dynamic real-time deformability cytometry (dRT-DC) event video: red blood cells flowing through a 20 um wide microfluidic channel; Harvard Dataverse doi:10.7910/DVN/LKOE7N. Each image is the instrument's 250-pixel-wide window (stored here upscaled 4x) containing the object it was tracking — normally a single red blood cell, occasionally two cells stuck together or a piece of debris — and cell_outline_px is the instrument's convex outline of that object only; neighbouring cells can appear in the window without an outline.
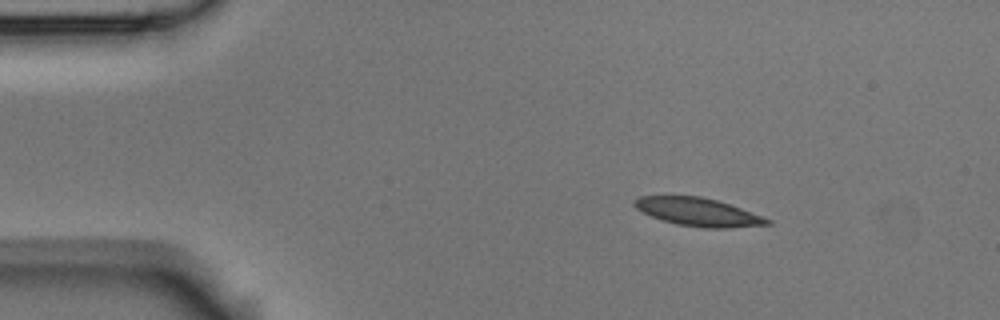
{"species": "Egyptian fruit bat (a non-hibernating species)", "species_latin": "Rousettus aegyptiacus", "temperature_condition": "room temperature", "stored_images_in_passage": 2, "camera_frame_rate_fps": 3000, "um_per_image_px": 0.085, "animal": {"sex": "male"}, "frame": {"image": 1, "passage_image": 1, "time_ms": 0.0, "image_size_px": [1000, 320], "cell_outline_px": [[772, 224], [732, 228], [704, 228], [676, 224], [652, 216], [636, 208], [632, 204], [632, 200], [640, 196], [700, 196], [716, 200], [740, 208], [772, 220]], "centroid_in_image_um": [59.34, 18.02], "position_along_channel_um": 25.7, "area_um2": 21.62}}